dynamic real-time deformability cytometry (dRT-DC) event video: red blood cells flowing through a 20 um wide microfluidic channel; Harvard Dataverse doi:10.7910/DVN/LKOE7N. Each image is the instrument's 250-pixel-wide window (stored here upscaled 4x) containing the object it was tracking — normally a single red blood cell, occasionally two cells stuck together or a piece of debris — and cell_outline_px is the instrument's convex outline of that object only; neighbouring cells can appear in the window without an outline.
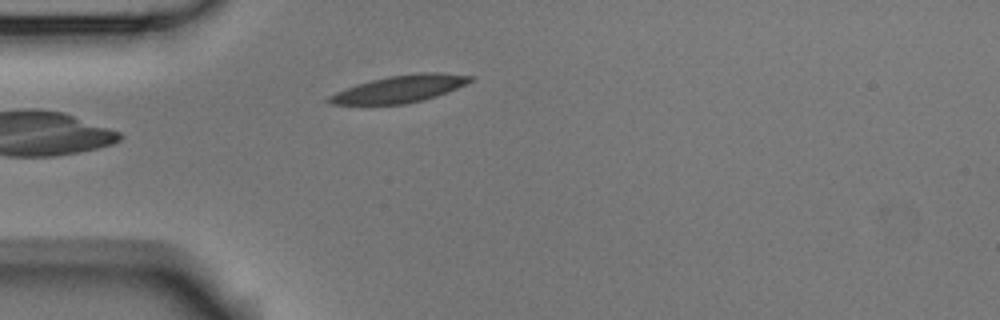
{"species": "Egyptian fruit bat (a non-hibernating species)", "species_latin": "Rousettus aegyptiacus", "temperature_condition": "room temperature", "stored_images_in_passage": 4, "camera_frame_rate_fps": 3000, "um_per_image_px": 0.085, "animal": {"sex": "male"}, "frame": {"image": 1, "passage_image": 4, "time_ms": 1.0, "image_size_px": [1000, 320], "cell_outline_px": [[476, 76], [472, 80], [456, 88], [436, 96], [424, 100], [404, 104], [332, 104], [324, 100], [328, 96], [336, 92], [356, 84], [388, 76], [420, 72], [440, 72]], "centroid_in_image_um": [33.98, 7.55], "position_along_channel_um": 51.0, "area_um2": 22.25}}